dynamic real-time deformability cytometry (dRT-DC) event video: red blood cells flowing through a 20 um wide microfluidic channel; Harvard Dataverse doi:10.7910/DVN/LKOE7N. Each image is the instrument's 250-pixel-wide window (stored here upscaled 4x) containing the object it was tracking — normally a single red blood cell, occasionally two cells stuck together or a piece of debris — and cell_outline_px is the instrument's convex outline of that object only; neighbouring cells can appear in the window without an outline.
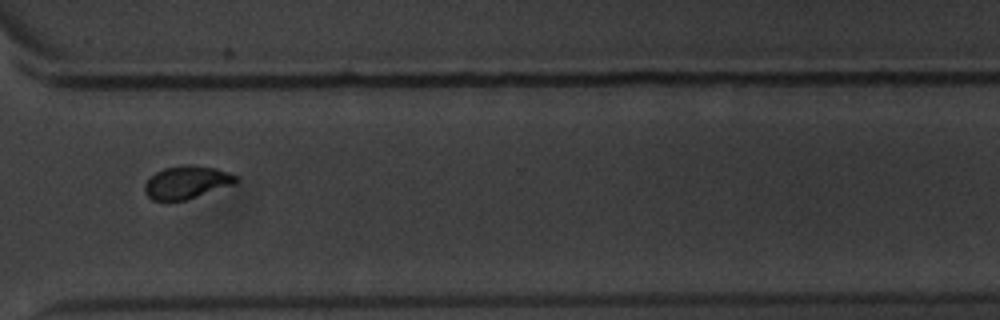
{"species": "common noctule bat (a hibernating species)", "species_latin": "Nyctalus noctula", "temperature_condition": "warm", "stored_images_in_passage": 16, "camera_frame_rate_fps": 3000, "um_per_image_px": 0.085, "animal": {"sex": "male", "body_mass_g": 20.1, "forearm_length_mm": 53.5}, "frame": {"image": 1, "passage_image": 12, "time_ms": 14.0, "image_size_px": [1000, 320], "cell_outline_px": [[240, 180], [236, 184], [184, 200], [168, 204], [152, 200], [144, 192], [144, 184], [148, 176], [164, 168], [188, 164], [192, 164], [216, 168], [228, 172], [236, 176]], "centroid_in_image_um": [15.83, 15.52], "position_along_channel_um": 354.8, "area_um2": 18.09}}
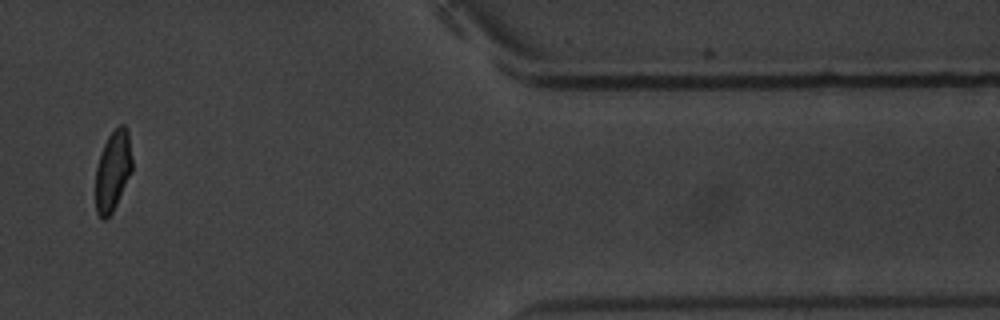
{"frame": {"image": 2, "passage_image": 14, "time_ms": 16.333, "image_size_px": [1000, 320], "cell_outline_px": [[132, 172], [112, 212], [104, 220], [96, 212], [96, 168], [100, 152], [108, 136], [120, 124], [124, 124], [128, 128], [132, 160]], "centroid_in_image_um": [9.6, 14.48], "position_along_channel_um": 401.8, "area_um2": 17.11}, "authors_computed_cell_mechanics": {"area_um2": 17.7446, "velocity_mm_per_s": 3.5672, "shape_relaxation_time_tau1_ms": 6.0612, "shape_relaxation_time_tau2_ms": 0.8267, "deformation_change_tau1": 0.2008, "deformation_change_tau2": 0.0449}}